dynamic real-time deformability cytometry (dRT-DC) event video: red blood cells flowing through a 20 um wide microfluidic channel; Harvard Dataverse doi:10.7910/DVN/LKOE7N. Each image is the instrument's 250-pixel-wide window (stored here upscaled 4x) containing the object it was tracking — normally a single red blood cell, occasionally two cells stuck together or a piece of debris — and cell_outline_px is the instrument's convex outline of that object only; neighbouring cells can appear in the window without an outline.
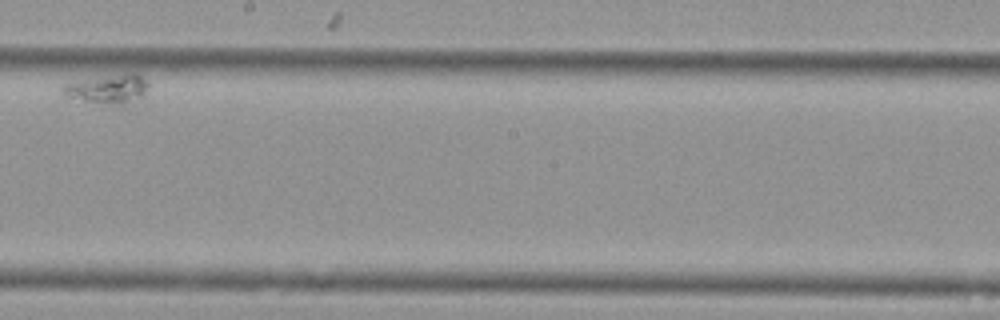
{"species": "Egyptian fruit bat (a non-hibernating species)", "species_latin": "Rousettus aegyptiacus", "temperature_condition": "cold", "stored_images_in_passage": 9, "segment_of_instrument_passage": [2, 2], "camera_frame_rate_fps": 3000, "um_per_image_px": 0.085, "animal": {"sex": "female"}, "frame": {"image": 1, "passage_image": 7, "time_ms": 2.0, "image_size_px": [1000, 320], "cell_outline_px": [[148, 84], [144, 96], [124, 104], [112, 104], [84, 100], [64, 96], [60, 92], [60, 88], [64, 84], [124, 72], [136, 72]], "centroid_in_image_um": [9.17, 7.54], "position_along_channel_um": 239.0, "area_um2": 14.28}}
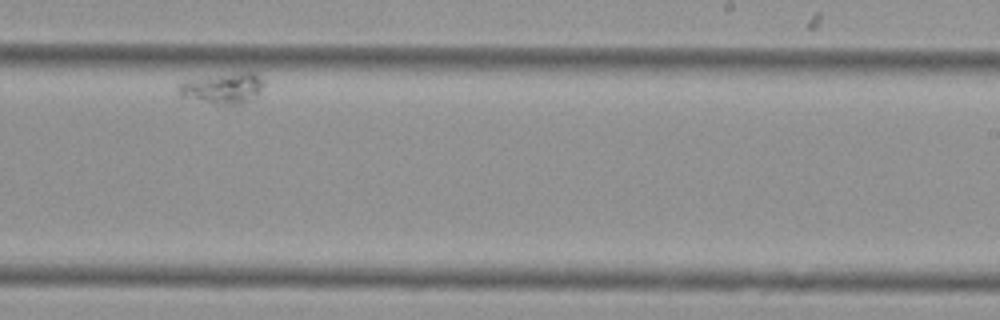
{"frame": {"image": 2, "passage_image": 8, "time_ms": 2.333, "image_size_px": [1000, 320], "cell_outline_px": [[264, 84], [260, 92], [256, 96], [240, 104], [216, 104], [180, 96], [176, 92], [176, 84], [184, 80], [244, 68], [256, 72], [264, 80]], "centroid_in_image_um": [18.94, 7.41], "position_along_channel_um": 270.1, "area_um2": 16.3}}